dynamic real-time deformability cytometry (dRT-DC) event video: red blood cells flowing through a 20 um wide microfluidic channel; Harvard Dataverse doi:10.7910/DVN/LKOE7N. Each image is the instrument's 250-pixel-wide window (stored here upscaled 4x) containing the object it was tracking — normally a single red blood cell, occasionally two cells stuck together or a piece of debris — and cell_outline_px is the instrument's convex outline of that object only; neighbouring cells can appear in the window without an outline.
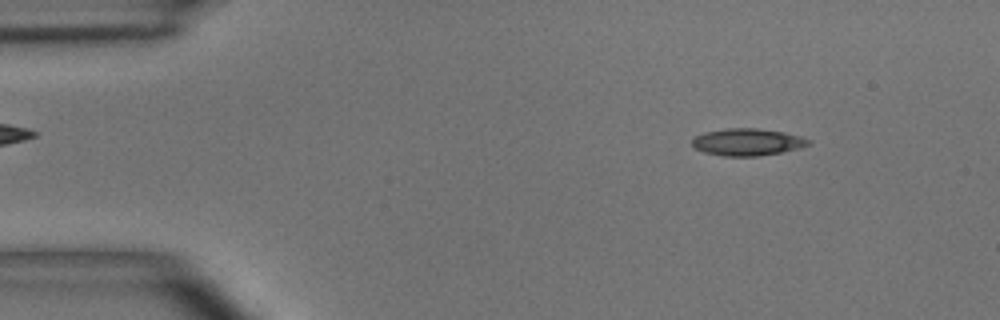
{"species": "common noctule bat (a hibernating species)", "species_latin": "Nyctalus noctula", "temperature_condition": "room temperature", "stored_images_in_passage": 4, "camera_frame_rate_fps": 3000, "um_per_image_px": 0.085, "animal": {"sex": "male", "body_mass_g": 15.6}, "frame": {"image": 1, "passage_image": 1, "time_ms": 0.0, "image_size_px": [1000, 320], "cell_outline_px": [[812, 144], [800, 148], [780, 152], [756, 156], [724, 156], [704, 152], [696, 148], [692, 144], [692, 140], [696, 136], [704, 132], [728, 128], [756, 128], [784, 132], [800, 136], [812, 140]], "centroid_in_image_um": [63.56, 12.07], "position_along_channel_um": 21.4, "area_um2": 18.32}}
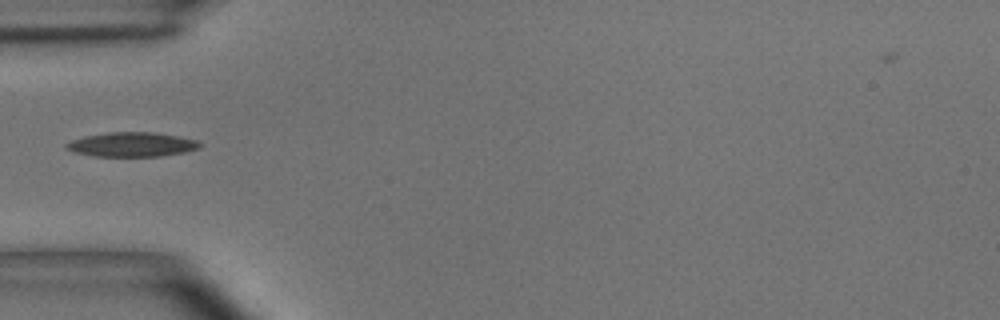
{"frame": {"image": 2, "passage_image": 4, "time_ms": 3.333, "image_size_px": [1000, 320], "cell_outline_px": [[200, 148], [184, 152], [160, 156], [92, 156], [72, 152], [64, 148], [64, 144], [72, 140], [84, 136], [108, 132], [156, 132], [196, 140], [200, 144]], "centroid_in_image_um": [11.14, 12.28], "position_along_channel_um": 73.9, "area_um2": 19.02}}